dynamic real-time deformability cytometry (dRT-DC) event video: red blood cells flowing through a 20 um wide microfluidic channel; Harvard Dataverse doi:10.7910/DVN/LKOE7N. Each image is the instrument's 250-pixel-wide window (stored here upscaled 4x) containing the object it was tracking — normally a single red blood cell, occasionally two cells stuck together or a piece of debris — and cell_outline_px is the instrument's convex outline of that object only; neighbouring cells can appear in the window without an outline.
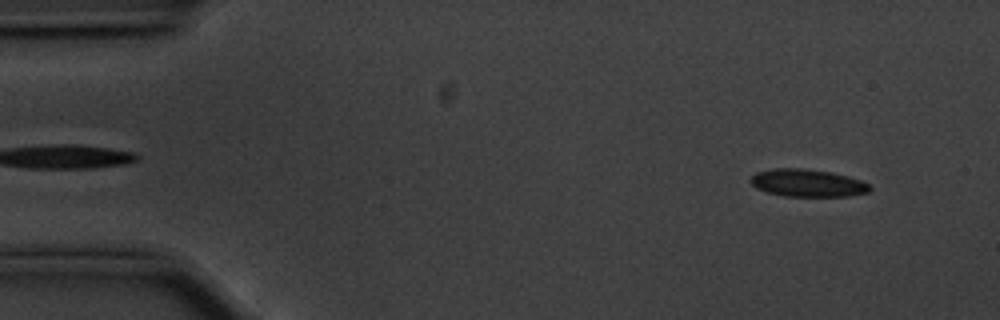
{"species": "common noctule bat (a hibernating species)", "species_latin": "Nyctalus noctula", "temperature_condition": "cold", "stored_images_in_passage": 54, "camera_frame_rate_fps": 3000, "um_per_image_px": 0.085, "animal": {"sex": "male", "body_mass_g": 20.1, "forearm_length_mm": 53.5}, "frame": {"image": 1, "passage_image": 4, "time_ms": 1.0, "image_size_px": [1000, 320], "cell_outline_px": [[872, 188], [868, 192], [848, 196], [784, 196], [768, 192], [756, 188], [748, 180], [756, 172], [776, 168], [800, 168], [832, 172], [848, 176], [860, 180], [868, 184]], "centroid_in_image_um": [68.63, 15.55], "position_along_channel_um": 16.4, "area_um2": 19.07}}
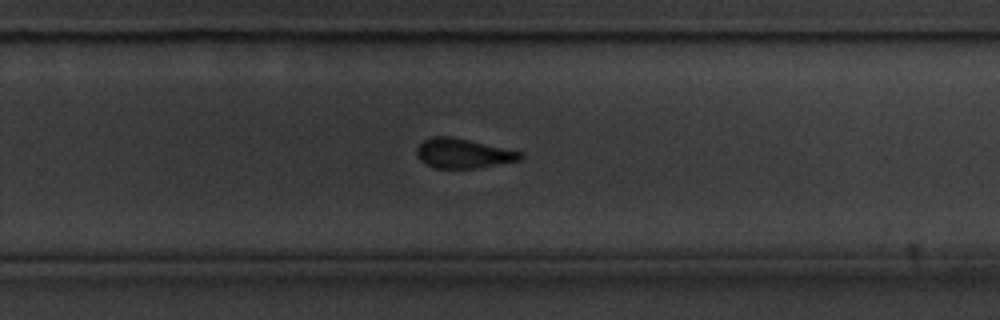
{"frame": {"image": 2, "passage_image": 35, "time_ms": 11.333, "image_size_px": [1000, 320], "cell_outline_px": [[524, 156], [520, 160], [476, 168], [436, 168], [420, 160], [416, 156], [416, 148], [424, 140], [432, 136], [452, 136], [524, 152]], "centroid_in_image_um": [39.38, 13.02], "position_along_channel_um": 290.4, "area_um2": 17.92}}
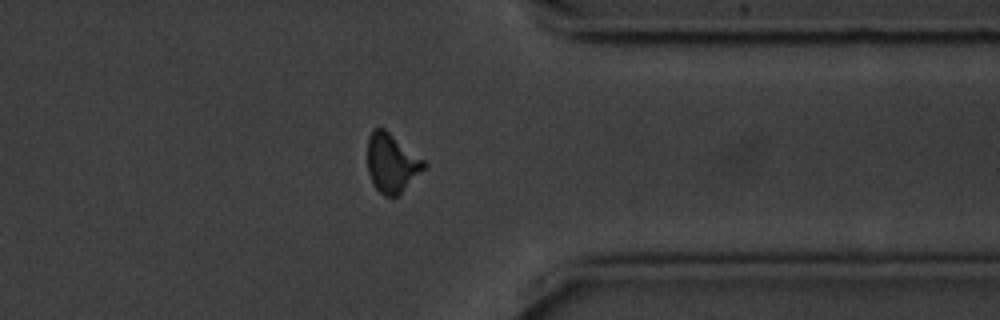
{"frame": {"image": 3, "passage_image": 43, "time_ms": 14.0, "image_size_px": [1000, 320], "cell_outline_px": [[428, 164], [396, 196], [384, 196], [376, 188], [368, 172], [368, 136], [372, 128], [384, 128], [424, 160]], "centroid_in_image_um": [33.27, 13.82], "position_along_channel_um": 378.1, "area_um2": 18.9}, "authors_computed_cell_mechanics": {"area_um2": 19.1896, "velocity_mm_per_s": 3.5463, "shape_relaxation_time_tau1_ms": 4.1029, "shape_relaxation_time_tau2_ms": 3.7774, "deformation_change_tau1": 0.0978, "deformation_change_tau2": 0.0771}}